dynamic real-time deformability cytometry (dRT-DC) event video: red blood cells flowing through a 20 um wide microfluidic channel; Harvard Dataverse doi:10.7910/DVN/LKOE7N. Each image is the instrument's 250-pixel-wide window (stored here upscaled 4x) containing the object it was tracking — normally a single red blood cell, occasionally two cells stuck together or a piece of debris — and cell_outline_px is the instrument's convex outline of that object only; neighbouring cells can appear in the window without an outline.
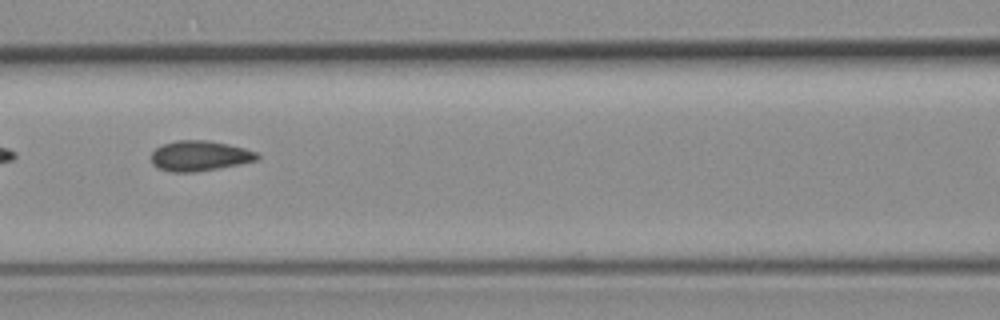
{"species": "common noctule bat (a hibernating species)", "species_latin": "Nyctalus noctula", "temperature_condition": "room temperature", "stored_images_in_passage": 10, "camera_frame_rate_fps": 3000, "um_per_image_px": 0.085, "animal": {"sex": "female", "body_mass_g": 19.3, "forearm_length_mm": 54.1}, "frame": {"image": 1, "passage_image": 7, "time_ms": 2.0, "image_size_px": [1000, 320], "cell_outline_px": [[260, 156], [256, 160], [240, 164], [196, 172], [172, 172], [160, 168], [152, 164], [152, 152], [156, 148], [164, 144], [176, 140], [204, 140], [228, 144], [244, 148], [256, 152]], "centroid_in_image_um": [16.97, 13.25], "position_along_channel_um": 149.6, "area_um2": 18.5}}